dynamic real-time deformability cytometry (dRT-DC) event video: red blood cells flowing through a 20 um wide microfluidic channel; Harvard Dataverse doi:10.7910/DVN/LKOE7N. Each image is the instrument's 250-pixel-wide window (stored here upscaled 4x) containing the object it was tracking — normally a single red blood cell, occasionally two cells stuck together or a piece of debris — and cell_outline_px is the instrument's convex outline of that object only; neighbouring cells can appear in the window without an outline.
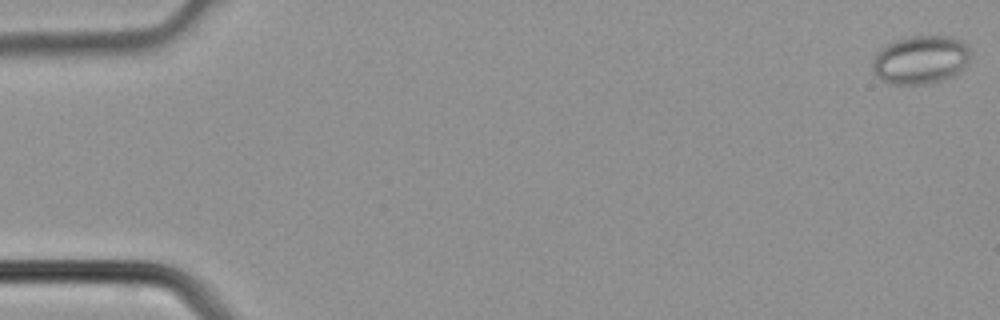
{"species": "common noctule bat (a hibernating species)", "species_latin": "Nyctalus noctula", "temperature_condition": "cold", "stored_images_in_passage": 5, "camera_frame_rate_fps": 3000, "um_per_image_px": 0.085, "animal": {"sex": "male", "body_mass_g": 21.5, "forearm_length_mm": 52.0}, "frame": {"image": 1, "passage_image": 1, "time_ms": 0.0, "image_size_px": [1000, 320], "cell_outline_px": [[972, 56], [952, 76], [940, 80], [924, 84], [888, 84], [880, 80], [872, 72], [872, 60], [876, 52], [880, 48], [896, 40], [908, 36], [948, 36], [960, 40], [968, 48]], "centroid_in_image_um": [78.17, 5.08], "position_along_channel_um": 6.8, "area_um2": 27.57}}